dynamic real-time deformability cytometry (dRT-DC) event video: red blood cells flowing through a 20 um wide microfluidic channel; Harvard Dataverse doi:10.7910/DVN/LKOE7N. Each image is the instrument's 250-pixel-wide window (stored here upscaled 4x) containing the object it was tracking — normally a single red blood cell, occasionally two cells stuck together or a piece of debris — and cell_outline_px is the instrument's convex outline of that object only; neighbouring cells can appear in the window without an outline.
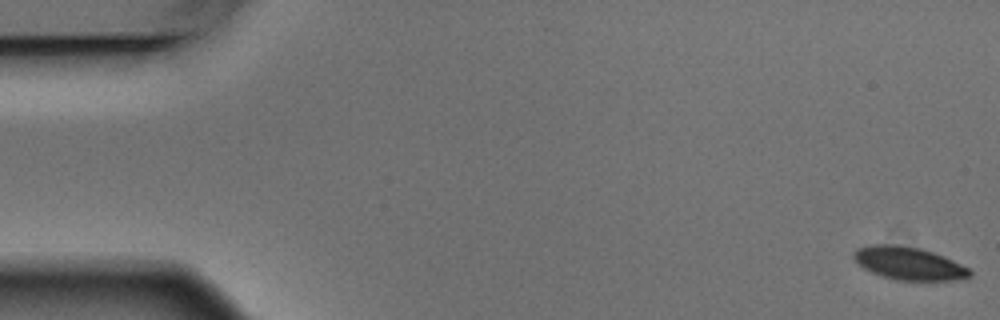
{"species": "Egyptian fruit bat (a non-hibernating species)", "species_latin": "Rousettus aegyptiacus", "temperature_condition": "warm", "stored_images_in_passage": 7, "camera_frame_rate_fps": 3000, "um_per_image_px": 0.085, "animal": {"sex": "male"}, "frame": {"image": 1, "passage_image": 1, "time_ms": 0.0, "image_size_px": [1000, 320], "cell_outline_px": [[972, 276], [952, 280], [896, 280], [872, 272], [864, 268], [852, 256], [852, 252], [856, 248], [872, 244], [896, 244], [920, 248], [944, 256], [968, 268], [972, 272]], "centroid_in_image_um": [77.23, 22.37], "position_along_channel_um": 7.8, "area_um2": 22.08}}
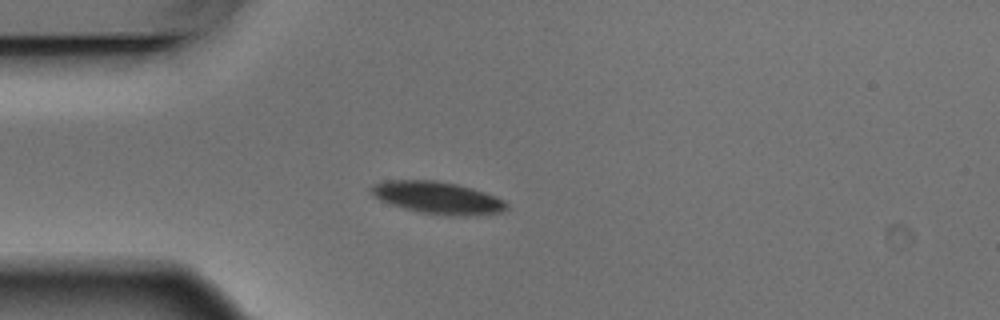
{"frame": {"image": 2, "passage_image": 5, "time_ms": 1.333, "image_size_px": [1000, 320], "cell_outline_px": [[508, 208], [500, 212], [464, 216], [452, 216], [420, 212], [404, 208], [380, 200], [372, 196], [368, 192], [368, 188], [372, 184], [384, 180], [436, 180], [456, 184], [472, 188], [496, 196], [504, 200], [508, 204]], "centroid_in_image_um": [37.14, 16.79], "position_along_channel_um": 47.9, "area_um2": 25.55}}
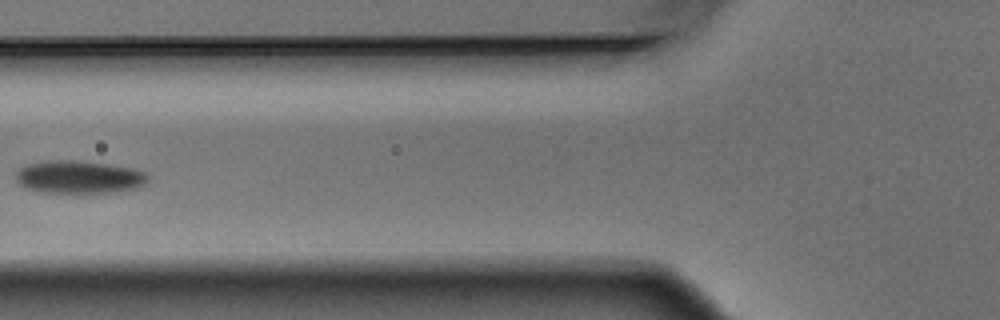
{"frame": {"image": 3, "passage_image": 7, "time_ms": 2.0, "image_size_px": [1000, 320], "cell_outline_px": [[148, 180], [144, 184], [136, 188], [112, 192], [40, 192], [24, 188], [16, 180], [16, 172], [24, 164], [48, 160], [76, 160], [108, 164], [132, 168], [144, 172], [148, 176]], "centroid_in_image_um": [6.67, 15.03], "position_along_channel_um": 119.1, "area_um2": 25.26}}